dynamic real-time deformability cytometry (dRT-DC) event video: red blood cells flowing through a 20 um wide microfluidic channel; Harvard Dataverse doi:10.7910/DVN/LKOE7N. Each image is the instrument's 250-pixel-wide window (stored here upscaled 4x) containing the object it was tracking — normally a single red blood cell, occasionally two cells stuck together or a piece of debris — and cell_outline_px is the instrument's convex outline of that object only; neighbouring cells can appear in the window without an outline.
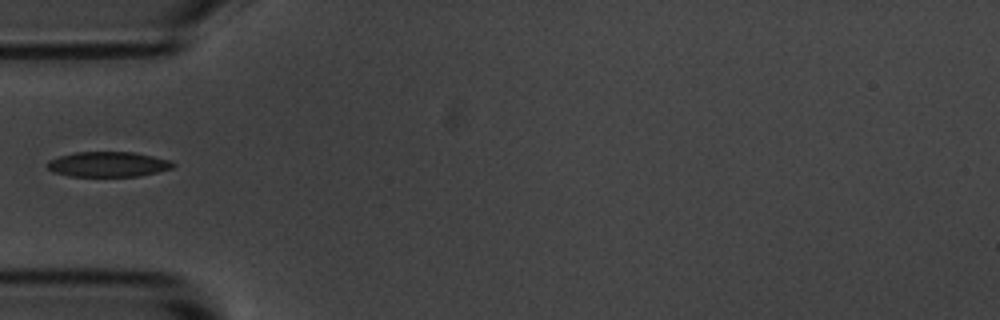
{"species": "common noctule bat (a hibernating species)", "species_latin": "Nyctalus noctula", "temperature_condition": "room temperature", "stored_images_in_passage": 8, "camera_frame_rate_fps": 3000, "um_per_image_px": 0.085, "animal": {"sex": "male", "body_mass_g": 20.1, "forearm_length_mm": 53.5}, "frame": {"image": 1, "passage_image": 5, "time_ms": 5.667, "image_size_px": [1000, 320], "cell_outline_px": [[176, 164], [172, 168], [156, 172], [136, 176], [68, 176], [52, 172], [48, 168], [48, 160], [60, 156], [76, 152], [132, 152], [152, 156], [168, 160]], "centroid_in_image_um": [9.15, 13.96], "position_along_channel_um": 75.8, "area_um2": 18.21}}
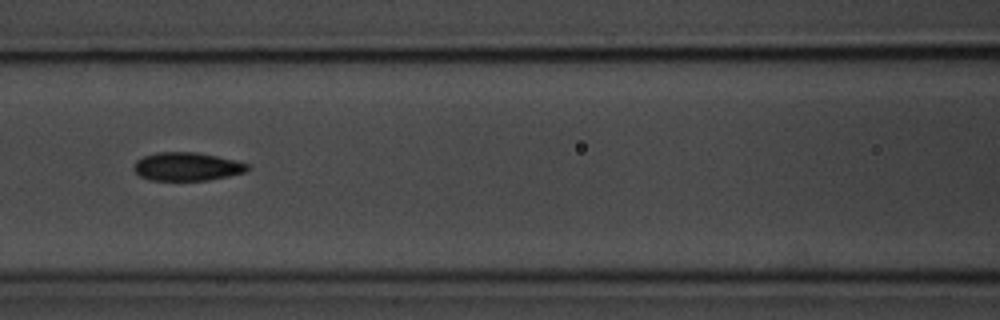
{"frame": {"image": 2, "passage_image": 7, "time_ms": 7.667, "image_size_px": [1000, 320], "cell_outline_px": [[248, 168], [244, 172], [228, 176], [208, 180], [148, 180], [140, 176], [132, 168], [136, 160], [144, 156], [156, 152], [196, 152], [216, 156], [248, 164]], "centroid_in_image_um": [15.83, 14.16], "position_along_channel_um": 150.8, "area_um2": 18.61}}
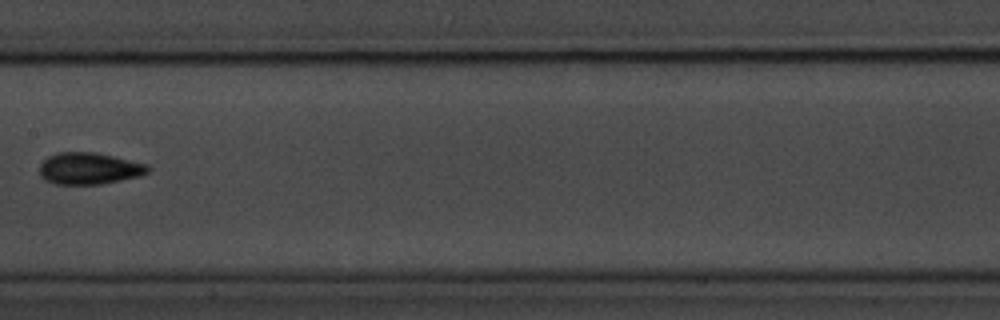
{"frame": {"image": 3, "passage_image": 8, "time_ms": 9.0, "image_size_px": [1000, 320], "cell_outline_px": [[148, 172], [140, 176], [100, 184], [56, 184], [44, 180], [40, 176], [40, 164], [48, 156], [56, 152], [96, 152], [148, 164]], "centroid_in_image_um": [7.55, 14.31], "position_along_channel_um": 199.9, "area_um2": 20.06}}